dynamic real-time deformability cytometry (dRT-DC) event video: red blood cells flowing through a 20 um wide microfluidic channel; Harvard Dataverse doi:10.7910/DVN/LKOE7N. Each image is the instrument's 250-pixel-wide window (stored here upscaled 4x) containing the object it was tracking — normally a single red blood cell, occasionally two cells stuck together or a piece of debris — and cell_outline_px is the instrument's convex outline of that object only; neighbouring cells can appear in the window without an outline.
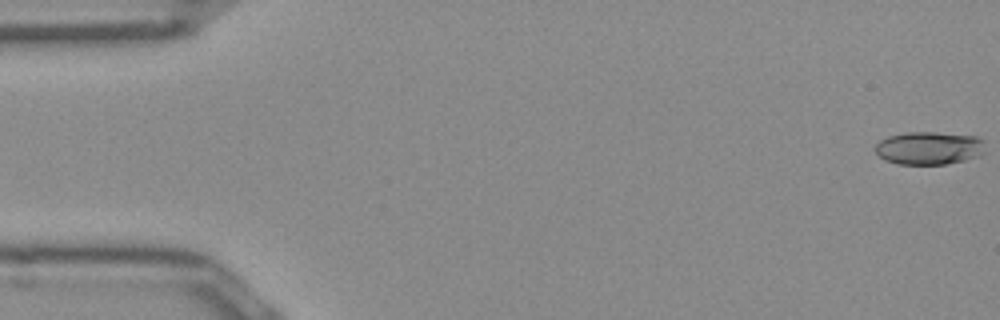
{"species": "Egyptian fruit bat (a non-hibernating species)", "species_latin": "Rousettus aegyptiacus", "temperature_condition": "room temperature", "stored_images_in_passage": 51, "camera_frame_rate_fps": 3000, "um_per_image_px": 0.085, "frame": {"image": 1, "passage_image": 1, "time_ms": 0.0, "image_size_px": [1000, 320], "cell_outline_px": [[984, 152], [980, 156], [964, 160], [944, 164], [896, 164], [884, 160], [876, 152], [876, 144], [880, 140], [888, 136], [908, 132], [936, 132], [976, 136], [984, 140]], "centroid_in_image_um": [78.98, 12.58], "position_along_channel_um": 6.0, "area_um2": 21.21}}
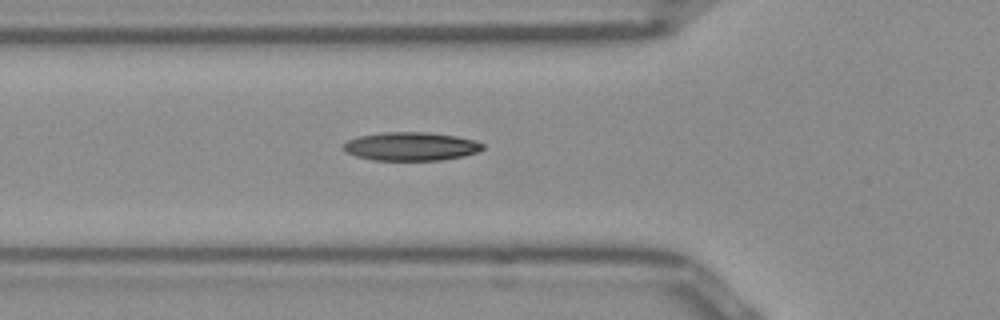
{"frame": {"image": 2, "passage_image": 18, "time_ms": 5.667, "image_size_px": [1000, 320], "cell_outline_px": [[484, 148], [476, 152], [464, 156], [440, 160], [372, 160], [356, 156], [344, 152], [340, 148], [348, 140], [360, 136], [384, 132], [428, 132], [456, 136], [476, 140], [484, 144]], "centroid_in_image_um": [34.92, 12.44], "position_along_channel_um": 90.9, "area_um2": 23.24}}
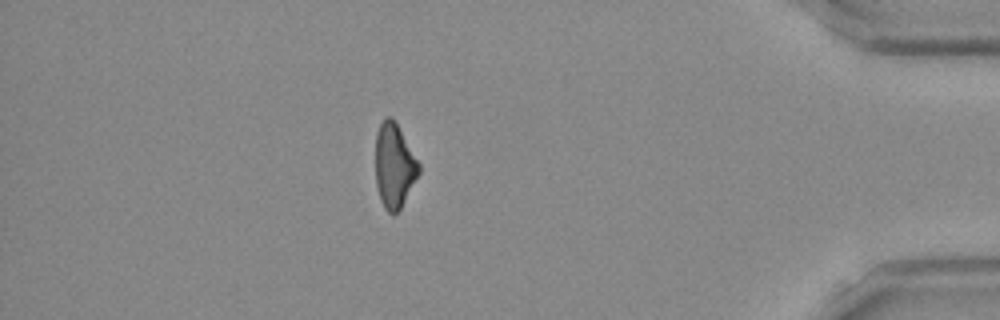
{"frame": {"image": 3, "passage_image": 45, "time_ms": 14.667, "image_size_px": [1000, 320], "cell_outline_px": [[420, 172], [400, 208], [392, 216], [384, 208], [380, 200], [376, 184], [376, 132], [380, 124], [388, 116], [392, 116], [420, 164]], "centroid_in_image_um": [33.5, 14.1], "position_along_channel_um": 401.7, "area_um2": 21.1}}